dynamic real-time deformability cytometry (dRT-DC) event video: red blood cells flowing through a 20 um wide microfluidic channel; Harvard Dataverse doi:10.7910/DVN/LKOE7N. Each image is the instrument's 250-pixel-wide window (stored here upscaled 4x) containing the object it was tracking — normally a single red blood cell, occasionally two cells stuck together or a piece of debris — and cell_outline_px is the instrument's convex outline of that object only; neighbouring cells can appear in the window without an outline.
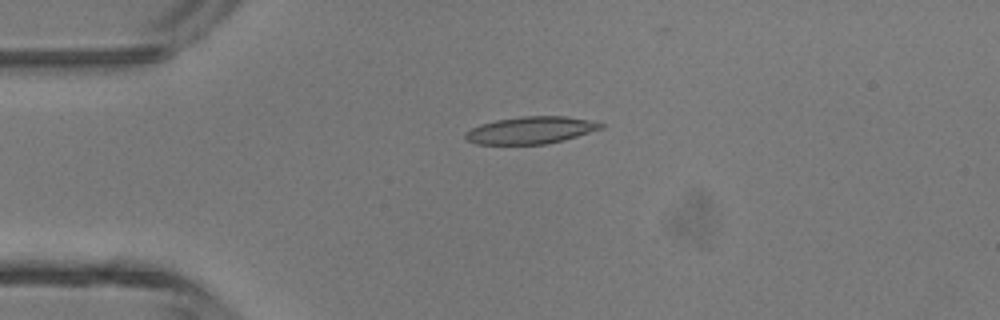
{"species": "common noctule bat (a hibernating species)", "species_latin": "Nyctalus noctula", "temperature_condition": "room temperature", "stored_images_in_passage": 4, "camera_frame_rate_fps": 3000, "um_per_image_px": 0.085, "animal": {"sex": "male", "body_mass_g": 13.3}, "frame": {"image": 1, "passage_image": 3, "time_ms": 0.667, "image_size_px": [1000, 320], "cell_outline_px": [[604, 128], [564, 140], [544, 144], [476, 144], [468, 140], [464, 136], [464, 132], [480, 124], [496, 120], [520, 116], [564, 116], [604, 124]], "centroid_in_image_um": [45.07, 11.07], "position_along_channel_um": 39.9, "area_um2": 21.27}}